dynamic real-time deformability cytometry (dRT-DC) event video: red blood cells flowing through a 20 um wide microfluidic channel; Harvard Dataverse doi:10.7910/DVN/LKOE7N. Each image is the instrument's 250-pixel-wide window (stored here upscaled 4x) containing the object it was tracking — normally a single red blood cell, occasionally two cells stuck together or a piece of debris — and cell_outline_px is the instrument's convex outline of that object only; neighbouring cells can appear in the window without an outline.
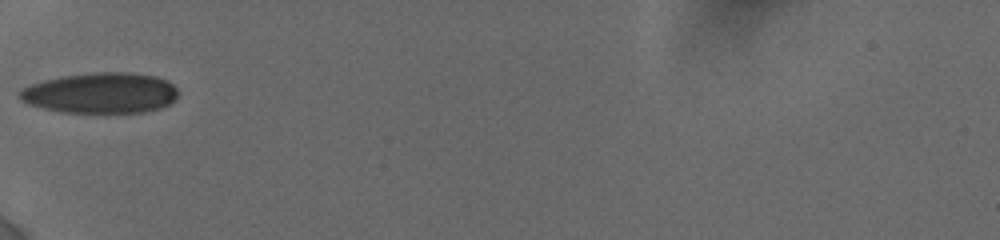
{"species": "human", "species_latin": "Homo sapiens", "temperature_condition": "cold", "stored_images_in_passage": 50, "camera_frame_rate_fps": 3000, "um_per_image_px": 0.085, "donor": {"sex": "female"}, "frame": {"image": 1, "passage_image": 1, "time_ms": 0.0, "image_size_px": [1000, 240], "cell_outline_px": [[176, 100], [160, 108], [144, 112], [64, 112], [44, 108], [28, 104], [20, 100], [20, 88], [44, 80], [64, 76], [92, 72], [128, 72], [156, 76], [168, 80], [176, 88]], "centroid_in_image_um": [8.57, 7.89], "position_along_channel_um": 76.4, "area_um2": 37.4}}
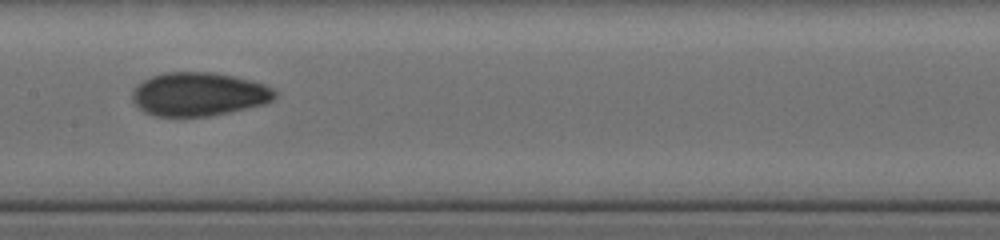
{"frame": {"image": 2, "passage_image": 15, "time_ms": 3.0, "image_size_px": [1000, 240], "cell_outline_px": [[276, 96], [272, 100], [264, 104], [212, 116], [156, 116], [144, 112], [132, 100], [132, 88], [136, 84], [152, 76], [164, 72], [212, 72], [232, 76], [264, 84], [272, 88], [276, 92]], "centroid_in_image_um": [16.86, 8.0], "position_along_channel_um": 190.5, "area_um2": 36.18}}
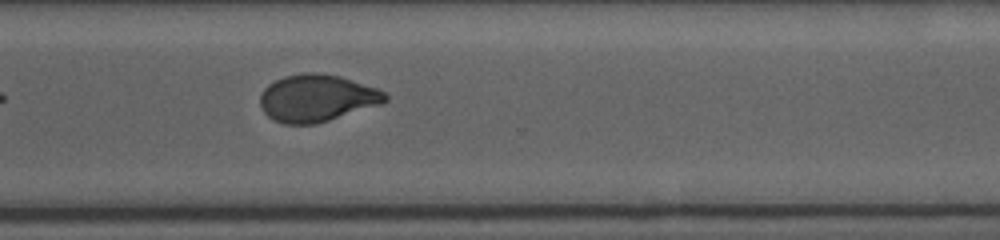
{"frame": {"image": 3, "passage_image": 31, "time_ms": 7.0, "image_size_px": [1000, 240], "cell_outline_px": [[388, 100], [380, 104], [316, 124], [284, 124], [272, 120], [264, 112], [260, 104], [260, 96], [264, 88], [268, 84], [284, 76], [304, 72], [312, 72], [340, 76], [380, 88], [388, 96]], "centroid_in_image_um": [26.93, 8.33], "position_along_channel_um": 343.7, "area_um2": 34.45}, "authors_computed_cell_mechanics": {"area_um2": 34.5644, "velocity_mm_per_s": 3.8514, "shape_relaxation_time_tau1_ms": 4.4646, "shape_relaxation_time_tau2_ms": 1.8929, "deformation_change_tau1": 0.1548, "deformation_change_tau2": 0.059}}